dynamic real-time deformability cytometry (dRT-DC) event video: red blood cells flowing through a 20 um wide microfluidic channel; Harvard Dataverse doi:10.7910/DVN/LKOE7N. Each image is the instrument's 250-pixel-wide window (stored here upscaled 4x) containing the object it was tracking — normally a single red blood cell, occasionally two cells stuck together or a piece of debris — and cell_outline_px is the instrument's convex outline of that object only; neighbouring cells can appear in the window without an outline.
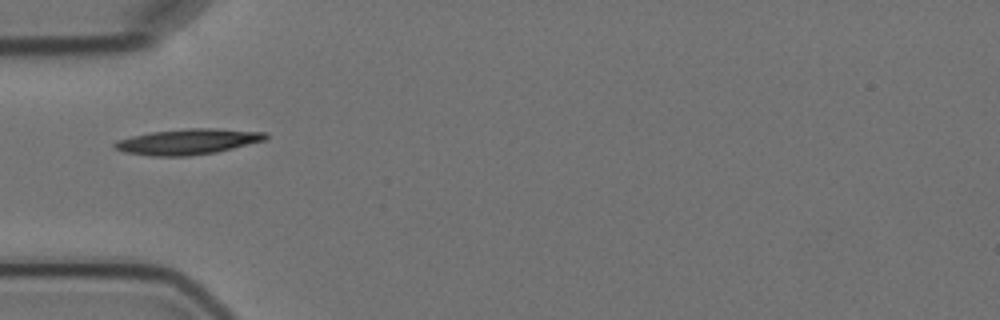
{"species": "Egyptian fruit bat (a non-hibernating species)", "species_latin": "Rousettus aegyptiacus", "temperature_condition": "cold", "stored_images_in_passage": 11, "camera_frame_rate_fps": 3000, "um_per_image_px": 0.085, "animal": {"sex": "female"}, "frame": {"image": 1, "passage_image": 1, "time_ms": 0.0, "image_size_px": [1000, 320], "cell_outline_px": [[268, 136], [264, 140], [216, 152], [188, 156], [152, 156], [124, 152], [116, 148], [112, 144], [116, 140], [132, 136], [152, 132], [188, 128], [216, 128], [268, 132]], "centroid_in_image_um": [15.97, 12.03], "position_along_channel_um": 69.0, "area_um2": 22.43}}
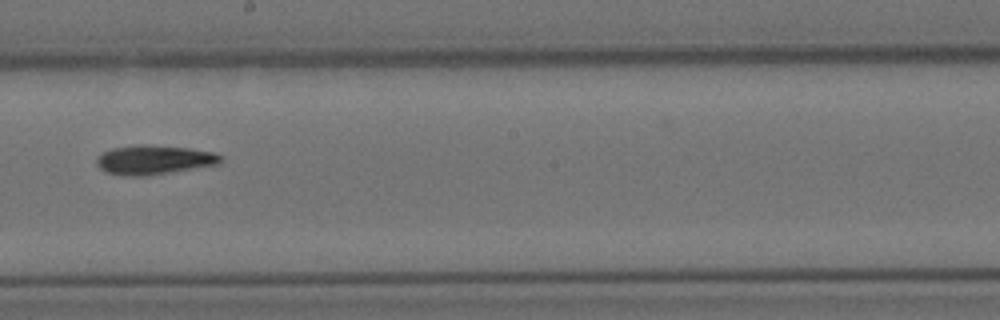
{"frame": {"image": 2, "passage_image": 5, "time_ms": 4.667, "image_size_px": [1000, 320], "cell_outline_px": [[224, 156], [220, 164], [144, 176], [124, 176], [104, 172], [96, 164], [96, 156], [112, 148], [136, 144], [144, 144], [188, 148], [216, 152]], "centroid_in_image_um": [13.08, 13.58], "position_along_channel_um": 235.1, "area_um2": 21.39}}
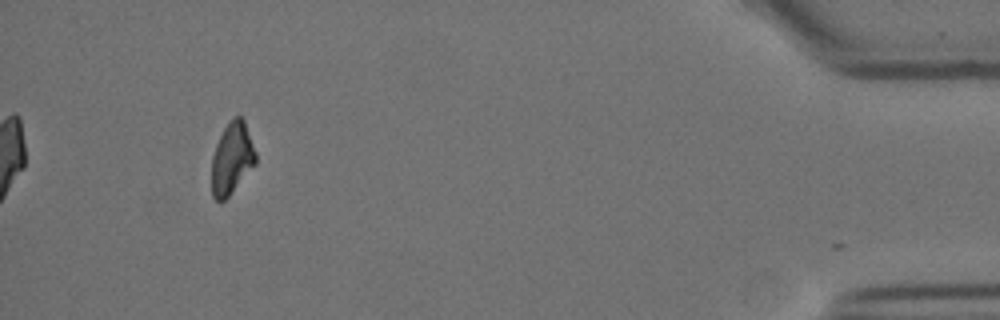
{"frame": {"image": 3, "passage_image": 10, "time_ms": 11.667, "image_size_px": [1000, 320], "cell_outline_px": [[256, 164], [228, 196], [220, 204], [212, 196], [212, 156], [216, 144], [224, 128], [232, 116], [240, 116], [244, 120], [256, 152]], "centroid_in_image_um": [19.71, 13.46], "position_along_channel_um": 415.5, "area_um2": 18.38}}